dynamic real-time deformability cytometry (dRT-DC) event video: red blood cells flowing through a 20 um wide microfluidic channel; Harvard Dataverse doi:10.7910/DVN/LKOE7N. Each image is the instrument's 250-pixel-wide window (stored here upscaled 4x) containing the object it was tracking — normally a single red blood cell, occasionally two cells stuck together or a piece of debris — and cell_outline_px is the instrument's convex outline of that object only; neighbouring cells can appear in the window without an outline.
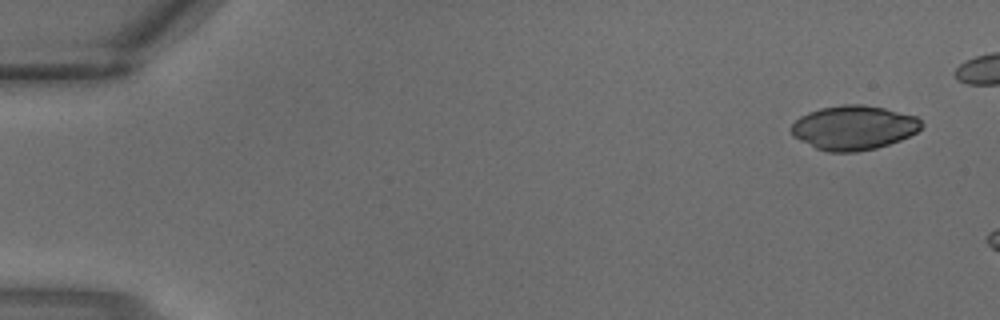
{"species": "common noctule bat (a hibernating species)", "species_latin": "Nyctalus noctula", "temperature_condition": "warm", "stored_images_in_passage": 2, "camera_frame_rate_fps": 3000, "um_per_image_px": 0.085, "animal": {"sex": "male", "body_mass_g": 18.8}, "frame": {"image": 1, "passage_image": 1, "time_ms": 0.0, "image_size_px": [1000, 320], "cell_outline_px": [[924, 124], [916, 132], [900, 140], [876, 148], [856, 152], [828, 152], [816, 148], [792, 136], [792, 124], [800, 116], [808, 112], [820, 108], [840, 104], [864, 104], [884, 108], [916, 116]], "centroid_in_image_um": [72.56, 10.84], "position_along_channel_um": 12.4, "area_um2": 33.58}}